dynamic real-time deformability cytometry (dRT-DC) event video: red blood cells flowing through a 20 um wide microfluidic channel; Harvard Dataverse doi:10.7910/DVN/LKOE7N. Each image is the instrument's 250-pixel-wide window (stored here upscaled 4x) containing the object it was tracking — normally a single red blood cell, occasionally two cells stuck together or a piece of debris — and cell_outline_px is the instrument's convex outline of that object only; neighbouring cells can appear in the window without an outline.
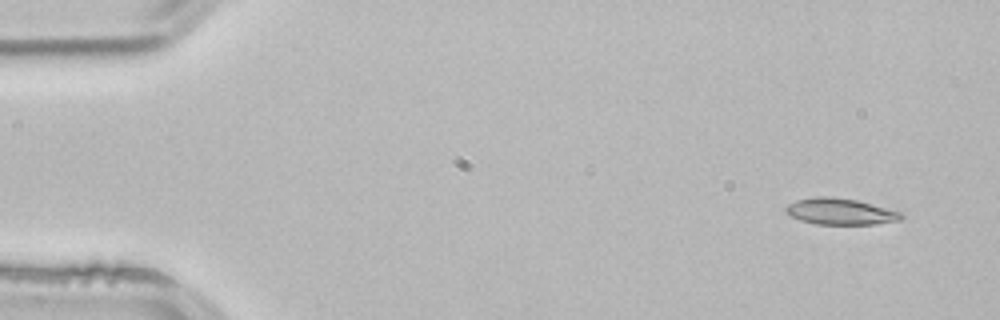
{"species": "common noctule bat (a hibernating species)", "species_latin": "Nyctalus noctula", "temperature_condition": "room temperature", "stored_images_in_passage": 3, "camera_frame_rate_fps": 3000, "um_per_image_px": 0.085, "animal": {"sex": "male", "body_mass_g": 21.5, "forearm_length_mm": 52.0}, "frame": {"image": 1, "passage_image": 1, "time_ms": 0.0, "image_size_px": [1000, 320], "cell_outline_px": [[904, 216], [900, 220], [876, 224], [816, 224], [800, 220], [784, 212], [784, 208], [788, 204], [796, 200], [820, 196], [832, 196], [856, 200], [900, 212]], "centroid_in_image_um": [71.39, 17.98], "position_along_channel_um": 13.6, "area_um2": 17.57}}
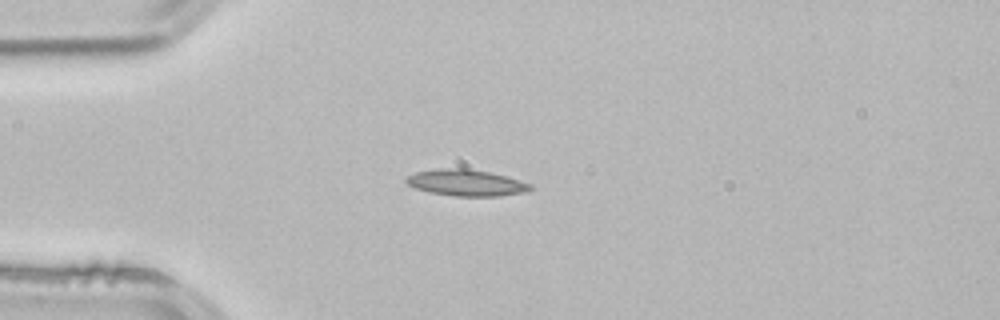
{"frame": {"image": 2, "passage_image": 3, "time_ms": 0.667, "image_size_px": [1000, 320], "cell_outline_px": [[532, 188], [528, 192], [500, 196], [452, 196], [428, 192], [416, 188], [408, 184], [404, 180], [408, 176], [416, 172], [440, 168], [464, 168], [488, 172], [504, 176], [532, 184]], "centroid_in_image_um": [39.62, 15.54], "position_along_channel_um": 45.4, "area_um2": 19.02}}